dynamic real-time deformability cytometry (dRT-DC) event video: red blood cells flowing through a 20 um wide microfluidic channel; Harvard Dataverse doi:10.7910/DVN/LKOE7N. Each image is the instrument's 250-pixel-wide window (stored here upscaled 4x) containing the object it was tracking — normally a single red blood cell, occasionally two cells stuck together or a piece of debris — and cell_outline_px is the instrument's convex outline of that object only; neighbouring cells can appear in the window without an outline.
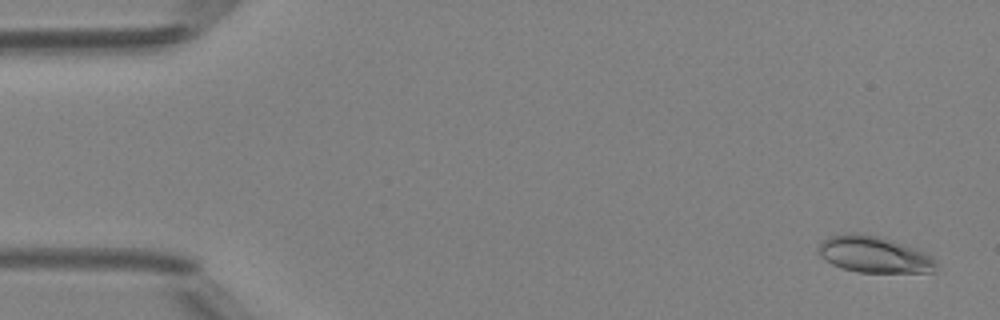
{"species": "Egyptian fruit bat (a non-hibernating species)", "species_latin": "Rousettus aegyptiacus", "temperature_condition": "room temperature", "stored_images_in_passage": 49, "camera_frame_rate_fps": 3000, "um_per_image_px": 0.085, "animal": {"sex": "female"}, "frame": {"image": 1, "passage_image": 1, "time_ms": 0.0, "image_size_px": [1000, 320], "cell_outline_px": [[936, 272], [856, 272], [840, 268], [832, 264], [820, 256], [816, 252], [820, 244], [828, 236], [852, 232], [856, 232], [880, 236], [924, 252], [932, 256], [936, 260]], "centroid_in_image_um": [74.27, 21.63], "position_along_channel_um": 10.7, "area_um2": 25.09}}
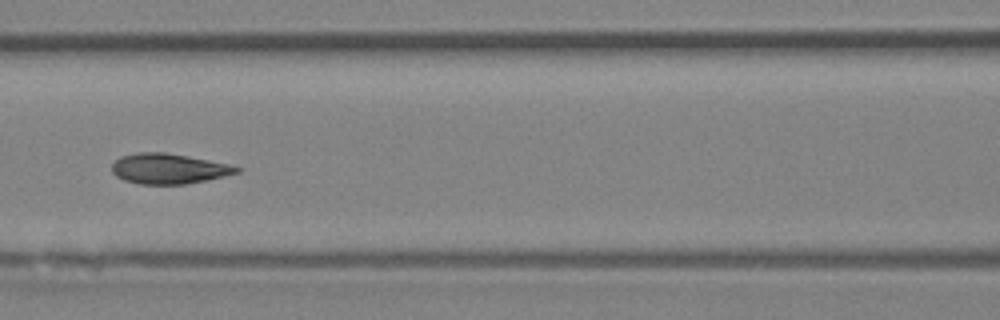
{"frame": {"image": 2, "passage_image": 21, "time_ms": 6.667, "image_size_px": [1000, 320], "cell_outline_px": [[240, 172], [224, 176], [184, 184], [140, 184], [124, 180], [116, 176], [112, 172], [112, 164], [120, 156], [136, 152], [164, 152], [188, 156], [228, 164], [240, 168]], "centroid_in_image_um": [14.29, 14.33], "position_along_channel_um": 152.3, "area_um2": 21.85}}
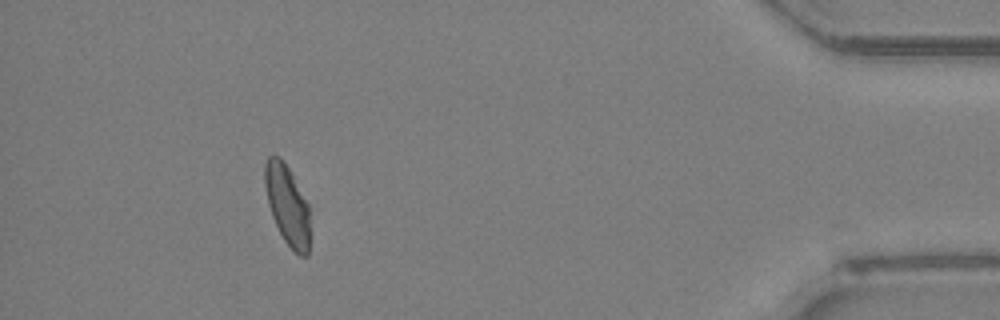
{"frame": {"image": 3, "passage_image": 44, "time_ms": 14.333, "image_size_px": [1000, 320], "cell_outline_px": [[308, 256], [300, 256], [284, 240], [272, 216], [268, 204], [264, 184], [264, 164], [268, 156], [280, 156], [288, 168], [308, 204]], "centroid_in_image_um": [24.38, 17.38], "position_along_channel_um": 410.8, "area_um2": 20.52}, "authors_computed_cell_mechanics": {"area_um2": 22.3108, "velocity_mm_per_s": 4.1545, "shape_relaxation_time_tau1_ms": 3.2654, "shape_relaxation_time_tau2_ms": 1.1423, "deformation_change_tau1": 0.128, "deformation_change_tau2": 0.0425}}